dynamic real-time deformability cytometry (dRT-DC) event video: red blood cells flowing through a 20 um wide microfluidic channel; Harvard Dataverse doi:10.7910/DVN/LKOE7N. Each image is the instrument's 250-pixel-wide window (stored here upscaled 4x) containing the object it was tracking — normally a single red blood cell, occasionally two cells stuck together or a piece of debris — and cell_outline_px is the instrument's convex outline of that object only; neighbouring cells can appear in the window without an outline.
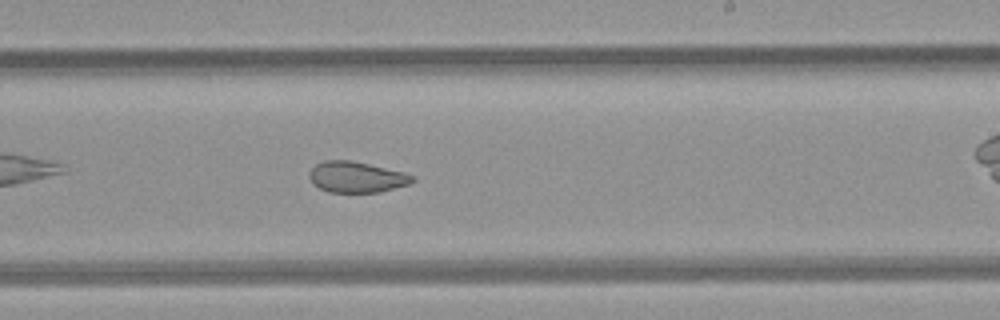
{"species": "common noctule bat (a hibernating species)", "species_latin": "Nyctalus noctula", "temperature_condition": "room temperature", "stored_images_in_passage": 33, "camera_frame_rate_fps": 3000, "um_per_image_px": 0.085, "animal": {"sex": "female", "body_mass_g": 21.9}, "frame": {"image": 1, "passage_image": 19, "time_ms": 6.0, "image_size_px": [1000, 320], "cell_outline_px": [[416, 180], [408, 184], [380, 192], [328, 192], [312, 184], [308, 176], [308, 172], [316, 164], [324, 160], [348, 160], [368, 164], [404, 172], [416, 176]], "centroid_in_image_um": [30.29, 15.05], "position_along_channel_um": 258.7, "area_um2": 18.61}, "authors_computed_cell_mechanics": {"area_um2": 20.23, "velocity_mm_per_s": 4.1239, "shape_relaxation_time_tau1_ms": null, "shape_relaxation_time_tau2_ms": 1.5068, "deformation_change_tau1": null, "deformation_change_tau2": 0.0708}}